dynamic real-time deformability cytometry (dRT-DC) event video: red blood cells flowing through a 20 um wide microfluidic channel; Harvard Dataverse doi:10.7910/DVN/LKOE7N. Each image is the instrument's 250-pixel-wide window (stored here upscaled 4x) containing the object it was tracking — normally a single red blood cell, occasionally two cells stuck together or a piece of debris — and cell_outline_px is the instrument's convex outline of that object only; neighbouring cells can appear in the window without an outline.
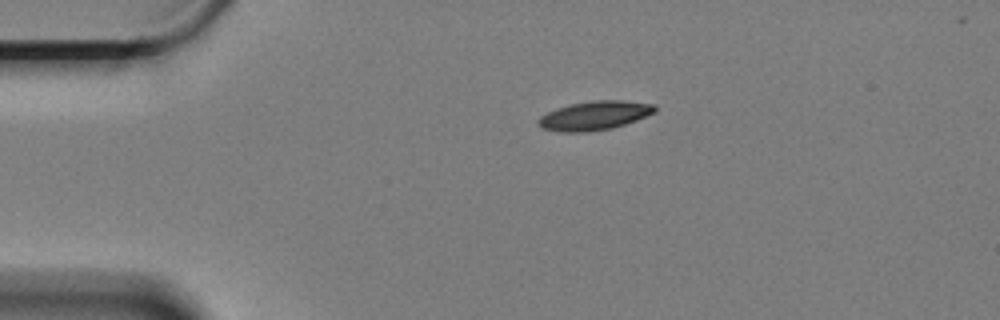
{"species": "Egyptian fruit bat (a non-hibernating species)", "species_latin": "Rousettus aegyptiacus", "temperature_condition": "cold", "stored_images_in_passage": 16, "camera_frame_rate_fps": 3000, "um_per_image_px": 0.085, "animal": {"sex": "female"}, "frame": {"image": 1, "passage_image": 1, "time_ms": 0.0, "image_size_px": [1000, 320], "cell_outline_px": [[656, 112], [636, 120], [612, 128], [588, 132], [560, 132], [540, 128], [536, 124], [536, 120], [540, 116], [556, 108], [572, 104], [592, 100], [624, 100], [656, 104]], "centroid_in_image_um": [50.51, 9.82], "position_along_channel_um": 34.5, "area_um2": 19.88}}